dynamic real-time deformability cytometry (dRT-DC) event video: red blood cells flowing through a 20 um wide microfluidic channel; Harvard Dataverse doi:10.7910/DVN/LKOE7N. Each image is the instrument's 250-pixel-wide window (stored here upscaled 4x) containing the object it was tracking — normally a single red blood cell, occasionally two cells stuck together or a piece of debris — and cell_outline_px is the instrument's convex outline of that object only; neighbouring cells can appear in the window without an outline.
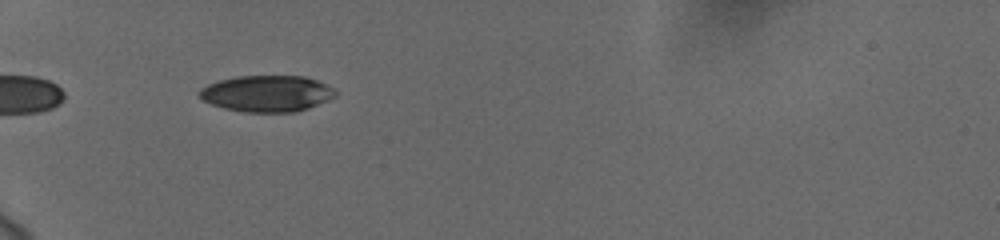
{"species": "human", "species_latin": "Homo sapiens", "temperature_condition": "cold", "stored_images_in_passage": 39, "camera_frame_rate_fps": 3000, "um_per_image_px": 0.085, "donor": {"sex": "female"}, "frame": {"image": 1, "passage_image": 3, "time_ms": 0.667, "image_size_px": [1000, 240], "cell_outline_px": [[336, 96], [328, 100], [308, 108], [296, 112], [244, 112], [224, 108], [212, 104], [204, 100], [196, 92], [200, 88], [208, 84], [220, 80], [236, 76], [304, 76], [328, 84], [336, 92]], "centroid_in_image_um": [22.68, 7.95], "position_along_channel_um": 62.3, "area_um2": 28.84}}
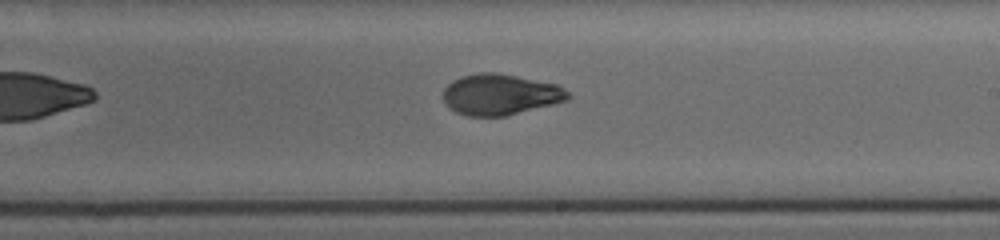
{"frame": {"image": 2, "passage_image": 19, "time_ms": 6.0, "image_size_px": [1000, 240], "cell_outline_px": [[572, 96], [568, 100], [504, 116], [468, 116], [456, 112], [448, 108], [444, 100], [444, 88], [452, 80], [460, 76], [480, 72], [496, 72], [556, 84], [564, 88]], "centroid_in_image_um": [42.5, 8.02], "position_along_channel_um": 246.5, "area_um2": 29.71}}
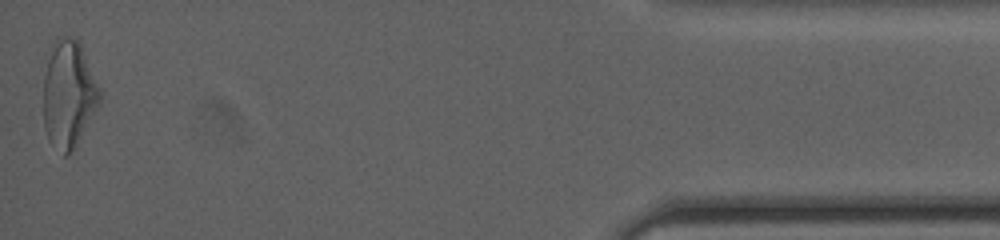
{"frame": {"image": 3, "passage_image": 39, "time_ms": 12.667, "image_size_px": [1000, 240], "cell_outline_px": [[100, 100], [96, 108], [68, 156], [64, 156], [48, 140], [44, 128], [44, 76], [48, 48], [56, 36], [76, 36], [80, 40], [100, 88]], "centroid_in_image_um": [5.8, 7.88], "position_along_channel_um": 429.4, "area_um2": 35.43}, "authors_computed_cell_mechanics": {"area_um2": 30.056, "velocity_mm_per_s": 3.7455, "shape_relaxation_time_tau1_ms": 4.5031, "shape_relaxation_time_tau2_ms": 2.1434, "deformation_change_tau1": 0.1399, "deformation_change_tau2": 0.0688}}